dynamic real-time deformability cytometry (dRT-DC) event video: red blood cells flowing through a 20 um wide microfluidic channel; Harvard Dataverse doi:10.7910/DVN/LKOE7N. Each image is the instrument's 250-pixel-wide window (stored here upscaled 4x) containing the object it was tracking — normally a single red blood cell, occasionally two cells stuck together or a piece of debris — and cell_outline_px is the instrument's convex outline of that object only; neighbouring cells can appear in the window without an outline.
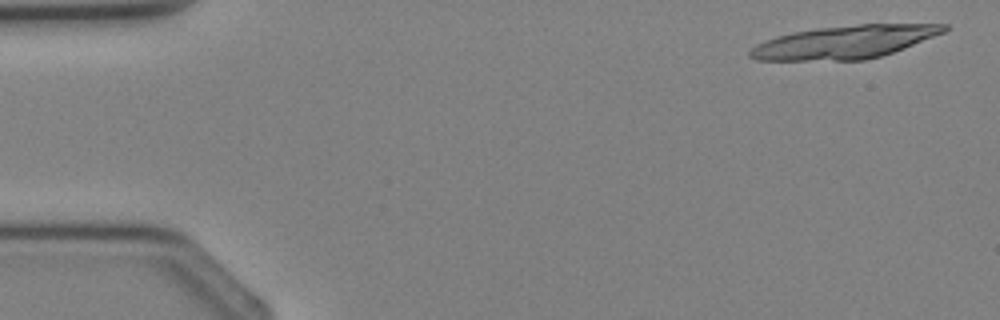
{"species": "Egyptian fruit bat (a non-hibernating species)", "species_latin": "Rousettus aegyptiacus", "temperature_condition": "cold", "stored_images_in_passage": 3, "camera_frame_rate_fps": 3000, "um_per_image_px": 0.085, "animal": {"sex": "female"}, "frame": {"image": 1, "passage_image": 1, "time_ms": 0.0, "image_size_px": [1000, 320], "cell_outline_px": [[948, 28], [944, 32], [904, 48], [880, 56], [864, 60], [756, 60], [748, 56], [748, 52], [756, 44], [764, 40], [776, 36], [792, 32], [816, 28], [856, 24], [948, 24]], "centroid_in_image_um": [71.75, 3.57], "position_along_channel_um": 13.3, "area_um2": 37.22}}